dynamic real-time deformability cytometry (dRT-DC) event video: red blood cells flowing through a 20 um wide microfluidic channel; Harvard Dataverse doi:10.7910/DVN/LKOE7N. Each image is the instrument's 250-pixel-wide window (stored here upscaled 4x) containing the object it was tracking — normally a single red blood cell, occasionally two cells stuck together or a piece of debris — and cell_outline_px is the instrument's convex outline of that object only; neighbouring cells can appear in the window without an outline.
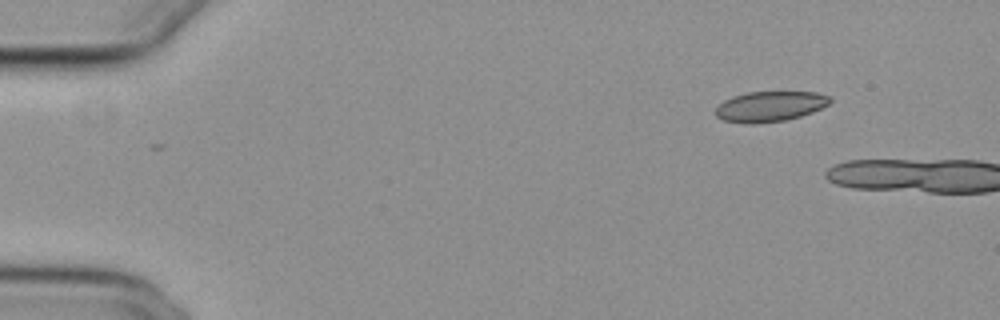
{"species": "common noctule bat (a hibernating species)", "species_latin": "Nyctalus noctula", "temperature_condition": "cold", "stored_images_in_passage": 3, "camera_frame_rate_fps": 3000, "um_per_image_px": 0.085, "animal": {"sex": "female", "body_mass_g": 29.2, "forearm_length_mm": 56.3}, "frame": {"image": 1, "passage_image": 1, "time_ms": 0.0, "image_size_px": [1000, 320], "cell_outline_px": [[832, 100], [828, 104], [812, 112], [800, 116], [784, 120], [752, 124], [748, 124], [724, 120], [716, 116], [716, 108], [724, 100], [732, 96], [748, 92], [816, 92], [832, 96]], "centroid_in_image_um": [65.46, 9.03], "position_along_channel_um": 19.5, "area_um2": 20.11}}